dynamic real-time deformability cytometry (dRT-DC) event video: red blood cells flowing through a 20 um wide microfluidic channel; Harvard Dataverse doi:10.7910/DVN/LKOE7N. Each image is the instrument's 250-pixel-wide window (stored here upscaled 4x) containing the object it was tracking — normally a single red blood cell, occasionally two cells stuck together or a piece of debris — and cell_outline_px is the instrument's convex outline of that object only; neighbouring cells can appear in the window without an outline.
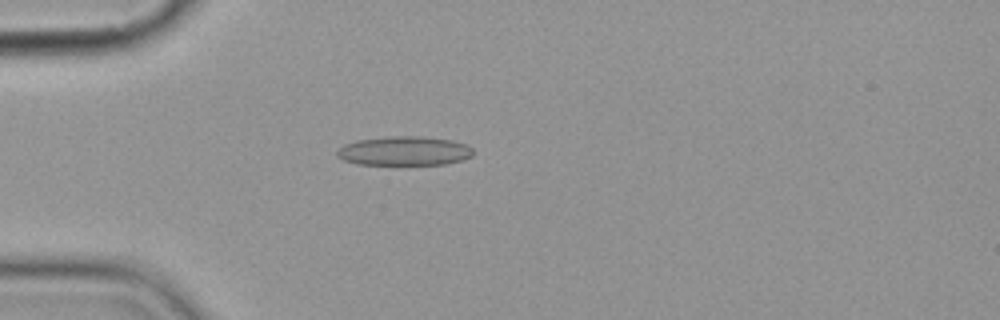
{"species": "common noctule bat (a hibernating species)", "species_latin": "Nyctalus noctula", "temperature_condition": "cold", "stored_images_in_passage": 5, "camera_frame_rate_fps": 3000, "um_per_image_px": 0.085, "animal": {"sex": "female", "body_mass_g": 19.9}, "frame": {"image": 1, "passage_image": 5, "time_ms": 4.667, "image_size_px": [1000, 320], "cell_outline_px": [[472, 156], [460, 160], [444, 164], [356, 164], [344, 160], [336, 156], [336, 152], [344, 144], [356, 140], [392, 136], [420, 136], [452, 140], [464, 144], [472, 148]], "centroid_in_image_um": [34.33, 12.82], "position_along_channel_um": 50.7, "area_um2": 22.95}}